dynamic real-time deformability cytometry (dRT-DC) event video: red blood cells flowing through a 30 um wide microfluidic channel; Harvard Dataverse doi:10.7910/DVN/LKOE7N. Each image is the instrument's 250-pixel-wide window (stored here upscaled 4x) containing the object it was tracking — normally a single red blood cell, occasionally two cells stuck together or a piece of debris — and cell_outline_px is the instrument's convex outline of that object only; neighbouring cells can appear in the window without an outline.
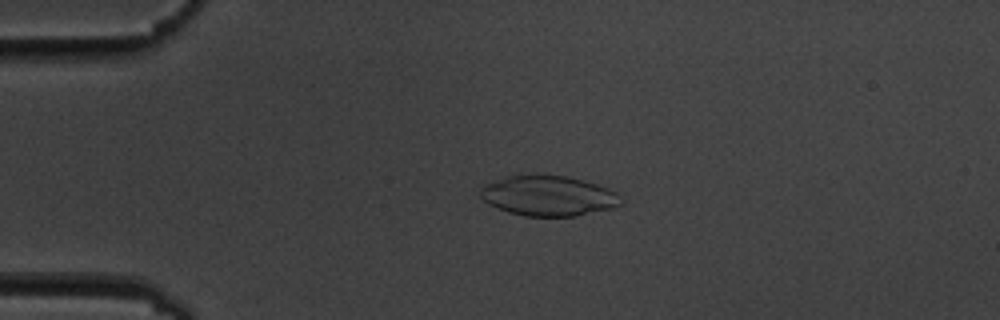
{"species": "common noctule bat (a hibernating species)", "species_latin": "Nyctalus noctula", "temperature_condition": "cold", "stored_images_in_passage": 6, "camera_frame_rate_fps": 3000, "um_per_image_px": 0.085, "animal": {"sex": "male", "body_mass_g": 19.5, "forearm_length_mm": 54.6}, "frame": {"image": 1, "passage_image": 4, "time_ms": 3.667, "image_size_px": [1000, 320], "cell_outline_px": [[620, 204], [612, 208], [576, 216], [524, 216], [508, 212], [496, 208], [488, 204], [480, 196], [480, 188], [484, 184], [508, 176], [568, 176], [596, 184], [608, 188], [616, 192], [620, 196]], "centroid_in_image_um": [46.59, 16.66], "position_along_channel_um": 38.4, "area_um2": 32.6}}